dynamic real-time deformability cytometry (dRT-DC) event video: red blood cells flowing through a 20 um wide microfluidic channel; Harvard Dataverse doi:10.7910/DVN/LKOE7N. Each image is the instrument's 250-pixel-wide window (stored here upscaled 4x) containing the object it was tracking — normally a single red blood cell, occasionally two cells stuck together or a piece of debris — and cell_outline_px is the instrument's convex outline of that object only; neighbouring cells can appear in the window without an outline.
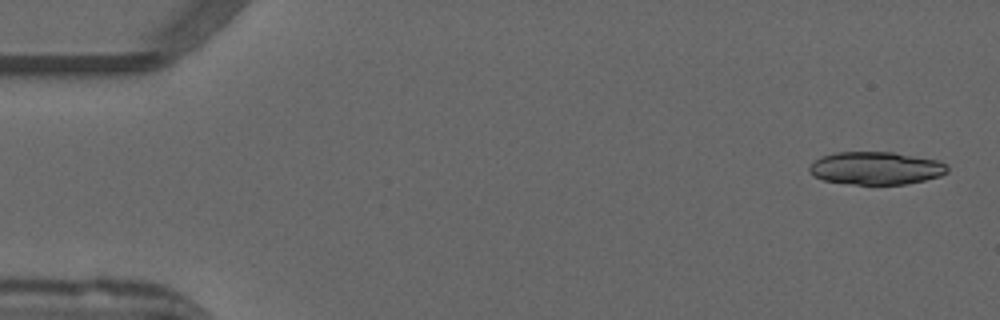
{"species": "common noctule bat (a hibernating species)", "species_latin": "Nyctalus noctula", "temperature_condition": "warm", "stored_images_in_passage": 13, "camera_frame_rate_fps": 3000, "um_per_image_px": 0.085, "animal": {"sex": "male", "forearm_length_mm": 52.5}, "frame": {"image": 1, "passage_image": 2, "time_ms": 0.333, "image_size_px": [1000, 320], "cell_outline_px": [[948, 172], [940, 176], [908, 184], [856, 184], [824, 180], [812, 176], [808, 168], [820, 156], [836, 152], [892, 152], [940, 160], [948, 164]], "centroid_in_image_um": [74.49, 14.29], "position_along_channel_um": 10.5, "area_um2": 26.47}}